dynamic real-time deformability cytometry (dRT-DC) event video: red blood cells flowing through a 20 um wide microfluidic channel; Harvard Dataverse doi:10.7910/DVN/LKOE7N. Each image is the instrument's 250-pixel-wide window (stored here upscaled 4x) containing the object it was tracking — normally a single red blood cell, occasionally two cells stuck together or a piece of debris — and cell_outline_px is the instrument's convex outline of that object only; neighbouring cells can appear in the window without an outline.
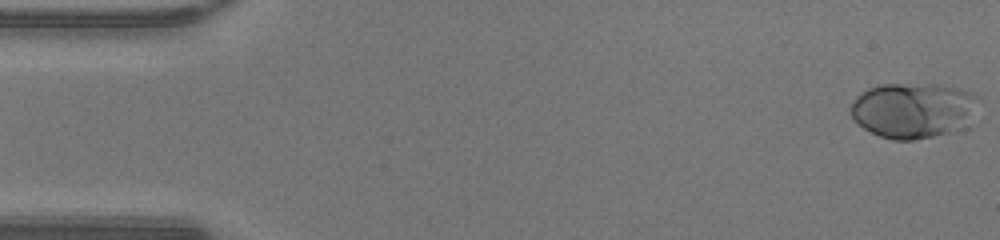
{"species": "human", "species_latin": "Homo sapiens", "temperature_condition": "warm", "stored_images_in_passage": 48, "camera_frame_rate_fps": 3000, "um_per_image_px": 0.085, "donor": {"sex": "male"}, "frame": {"image": 1, "passage_image": 1, "time_ms": 0.0, "image_size_px": [1000, 240], "cell_outline_px": [[980, 100], [968, 128], [916, 140], [892, 140], [880, 136], [864, 128], [852, 116], [852, 100], [856, 96], [868, 88], [880, 84], [940, 84], [960, 88], [976, 92], [980, 96]], "centroid_in_image_um": [77.73, 9.36], "position_along_channel_um": 7.3, "area_um2": 42.08}}
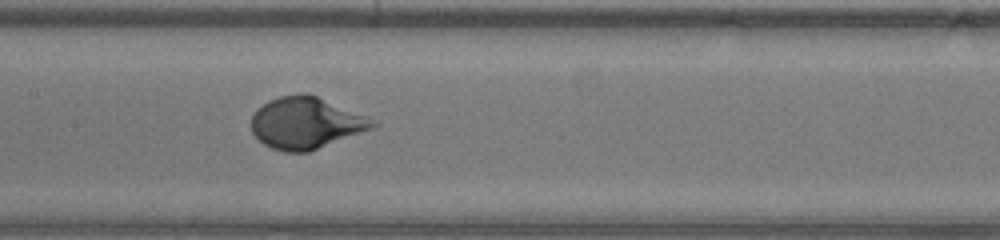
{"frame": {"image": 2, "passage_image": 23, "time_ms": 7.333, "image_size_px": [1000, 240], "cell_outline_px": [[380, 124], [372, 128], [308, 152], [284, 152], [272, 148], [264, 144], [252, 132], [252, 116], [256, 108], [268, 100], [280, 96], [300, 92], [308, 92], [364, 116]], "centroid_in_image_um": [25.95, 10.43], "position_along_channel_um": 181.5, "area_um2": 36.18}}
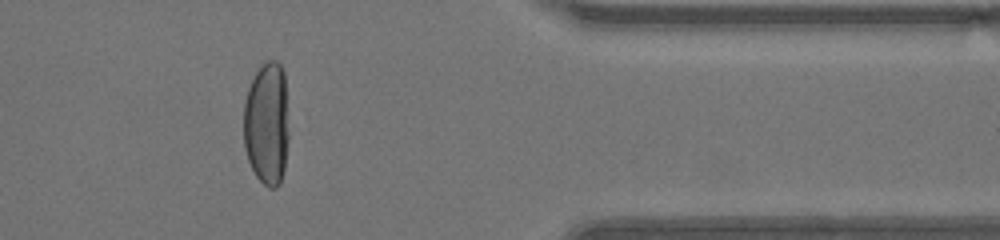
{"frame": {"image": 3, "passage_image": 39, "time_ms": 12.667, "image_size_px": [1000, 240], "cell_outline_px": [[288, 140], [284, 168], [280, 184], [276, 188], [268, 188], [256, 176], [248, 160], [244, 148], [244, 104], [248, 88], [256, 72], [268, 60], [276, 60], [280, 64], [284, 72], [288, 132]], "centroid_in_image_um": [22.68, 10.54], "position_along_channel_um": 388.7, "area_um2": 32.43}}